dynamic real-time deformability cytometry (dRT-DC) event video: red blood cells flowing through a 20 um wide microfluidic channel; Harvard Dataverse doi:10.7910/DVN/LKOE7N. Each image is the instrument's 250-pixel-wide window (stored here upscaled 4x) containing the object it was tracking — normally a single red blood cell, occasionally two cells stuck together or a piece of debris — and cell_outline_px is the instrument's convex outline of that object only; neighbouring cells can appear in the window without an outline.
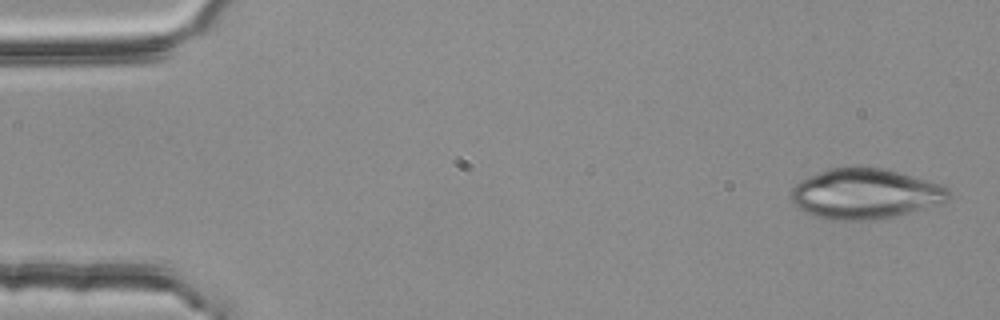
{"species": "common noctule bat (a hibernating species)", "species_latin": "Nyctalus noctula", "temperature_condition": "room temperature", "stored_images_in_passage": 5, "segment_of_instrument_passage": [1, 2], "camera_frame_rate_fps": 3000, "um_per_image_px": 0.085, "animal": {"sex": "female", "body_mass_g": 25.1}, "frame": {"image": 1, "passage_image": 1, "time_ms": 0.0, "image_size_px": [1000, 320], "cell_outline_px": [[952, 196], [944, 204], [896, 216], [872, 220], [832, 220], [816, 216], [804, 212], [796, 208], [788, 192], [800, 180], [808, 176], [828, 168], [860, 164], [884, 168], [900, 172], [940, 184], [948, 188], [952, 192]], "centroid_in_image_um": [73.55, 16.45], "position_along_channel_um": 11.4, "area_um2": 47.45}}